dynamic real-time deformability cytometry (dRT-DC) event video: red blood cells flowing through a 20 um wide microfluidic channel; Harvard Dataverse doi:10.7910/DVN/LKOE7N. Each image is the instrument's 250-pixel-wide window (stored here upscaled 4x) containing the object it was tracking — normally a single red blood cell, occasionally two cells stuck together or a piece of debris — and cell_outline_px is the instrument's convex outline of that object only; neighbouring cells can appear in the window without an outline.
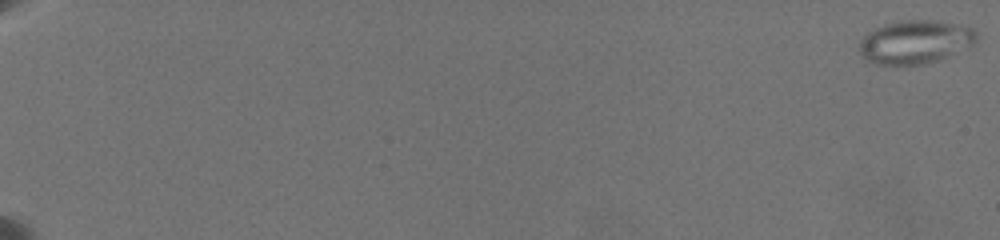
{"species": "common noctule bat (a hibernating species)", "species_latin": "Nyctalus noctula", "temperature_condition": "warm", "stored_images_in_passage": 27, "camera_frame_rate_fps": 3000, "um_per_image_px": 0.085, "animal": {"sex": "female", "body_mass_g": 19.5, "forearm_length_mm": 54.1}, "frame": {"image": 1, "passage_image": 1, "time_ms": 0.0, "image_size_px": [1000, 240], "cell_outline_px": [[980, 36], [972, 44], [936, 60], [924, 64], [872, 64], [864, 60], [860, 52], [860, 40], [868, 32], [884, 24], [900, 20], [928, 20], [952, 24], [972, 28]], "centroid_in_image_um": [77.73, 3.56], "position_along_channel_um": 7.3, "area_um2": 29.13}}
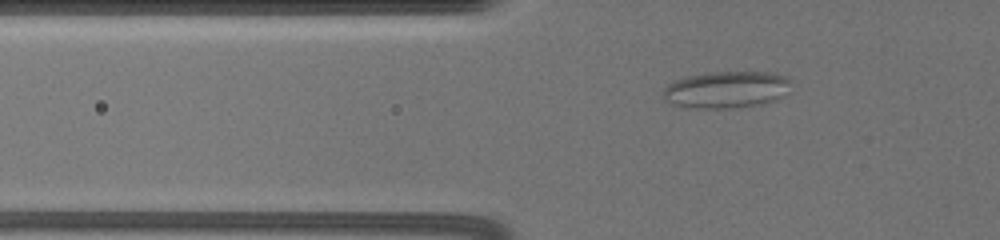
{"frame": {"image": 2, "passage_image": 21, "time_ms": 8.333, "image_size_px": [1000, 240], "cell_outline_px": [[792, 80], [788, 92], [784, 96], [760, 104], [728, 108], [688, 108], [672, 104], [664, 100], [664, 88], [668, 84], [676, 80], [688, 76], [712, 72], [776, 72]], "centroid_in_image_um": [61.76, 7.61], "position_along_channel_um": 64.0, "area_um2": 27.51}}
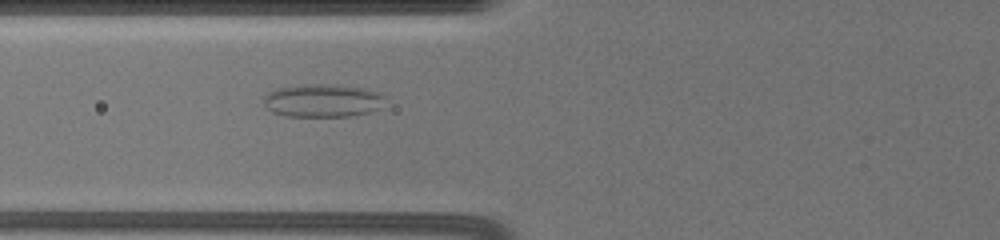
{"frame": {"image": 3, "passage_image": 25, "time_ms": 9.667, "image_size_px": [1000, 240], "cell_outline_px": [[384, 96], [380, 108], [368, 112], [352, 116], [284, 116], [272, 112], [264, 104], [264, 96], [268, 92], [276, 88], [304, 84], [336, 84], [364, 88], [376, 92]], "centroid_in_image_um": [27.38, 8.54], "position_along_channel_um": 98.4, "area_um2": 23.41}}